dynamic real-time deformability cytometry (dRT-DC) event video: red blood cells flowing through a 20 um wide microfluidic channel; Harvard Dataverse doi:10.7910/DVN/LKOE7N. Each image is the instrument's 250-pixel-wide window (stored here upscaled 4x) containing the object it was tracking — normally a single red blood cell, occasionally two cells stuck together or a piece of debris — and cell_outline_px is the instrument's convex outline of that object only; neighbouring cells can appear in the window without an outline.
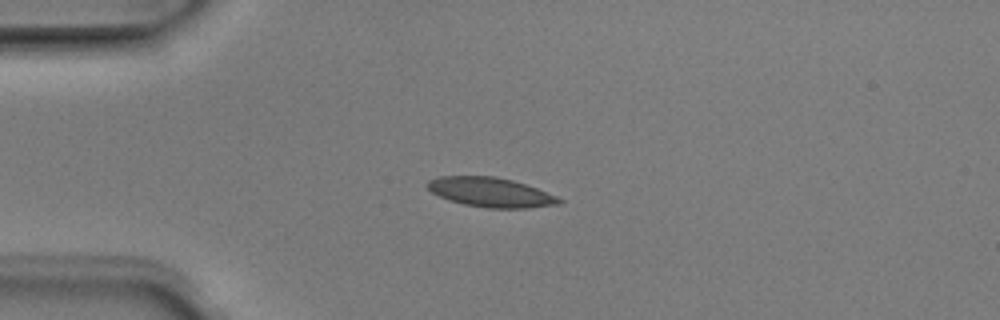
{"species": "Egyptian fruit bat (a non-hibernating species)", "species_latin": "Rousettus aegyptiacus", "temperature_condition": "room temperature", "stored_images_in_passage": 1, "camera_frame_rate_fps": 3000, "um_per_image_px": 0.085, "animal": {"sex": "male"}, "frame": {"image": 1, "passage_image": 1, "time_ms": 0.0, "image_size_px": [1000, 320], "cell_outline_px": [[564, 200], [560, 204], [528, 208], [488, 208], [464, 204], [448, 200], [432, 192], [424, 184], [428, 180], [440, 176], [496, 176], [512, 180], [536, 188], [556, 196]], "centroid_in_image_um": [41.69, 16.34], "position_along_channel_um": 43.3, "area_um2": 22.6}}